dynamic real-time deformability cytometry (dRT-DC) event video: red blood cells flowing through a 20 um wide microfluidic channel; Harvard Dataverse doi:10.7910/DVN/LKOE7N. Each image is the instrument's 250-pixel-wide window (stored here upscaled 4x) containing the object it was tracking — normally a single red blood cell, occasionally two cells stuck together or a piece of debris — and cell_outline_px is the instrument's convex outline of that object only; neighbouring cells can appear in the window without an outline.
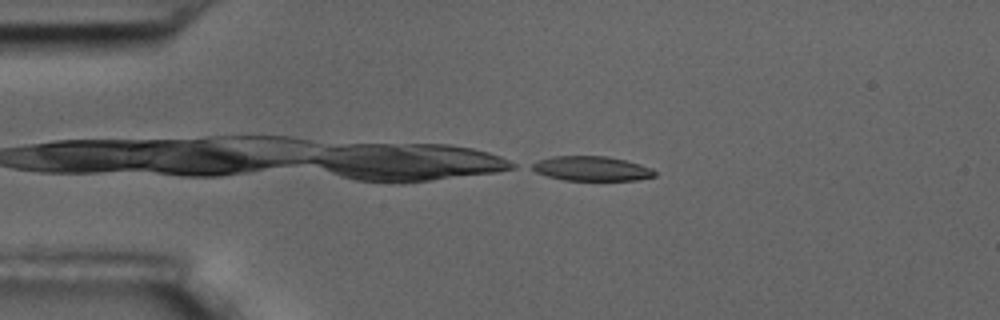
{"species": "common noctule bat (a hibernating species)", "species_latin": "Nyctalus noctula", "temperature_condition": "room temperature", "stored_images_in_passage": 4, "camera_frame_rate_fps": 3000, "um_per_image_px": 0.085, "animal": {"sex": "male", "body_mass_g": 17.5, "forearm_length_mm": 52.3}, "frame": {"image": 1, "passage_image": 4, "time_ms": 3.667, "image_size_px": [1000, 320], "cell_outline_px": [[656, 176], [636, 180], [564, 180], [548, 176], [536, 172], [528, 168], [532, 164], [540, 160], [552, 156], [608, 156], [640, 164], [652, 168], [656, 172]], "centroid_in_image_um": [50.28, 14.33], "position_along_channel_um": 34.7, "area_um2": 17.57}}